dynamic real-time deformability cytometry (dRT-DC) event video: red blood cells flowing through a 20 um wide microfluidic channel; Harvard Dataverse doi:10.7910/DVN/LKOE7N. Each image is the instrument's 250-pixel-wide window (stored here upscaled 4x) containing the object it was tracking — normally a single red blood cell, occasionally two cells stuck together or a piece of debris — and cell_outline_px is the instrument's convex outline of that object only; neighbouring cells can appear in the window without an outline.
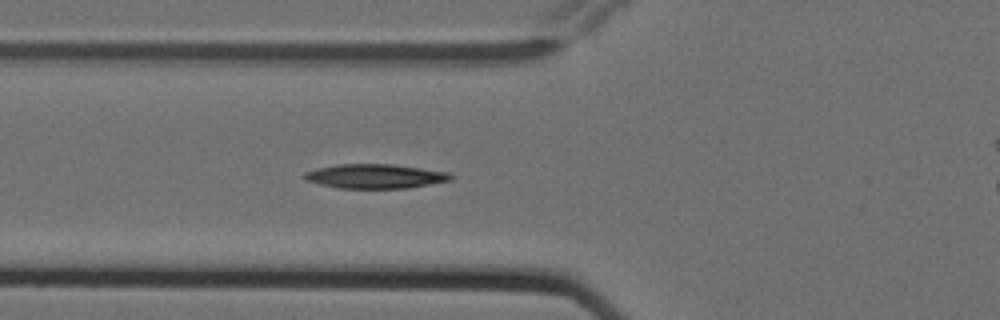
{"species": "Egyptian fruit bat (a non-hibernating species)", "species_latin": "Rousettus aegyptiacus", "temperature_condition": "cold", "stored_images_in_passage": 6, "camera_frame_rate_fps": 3000, "um_per_image_px": 0.085, "animal": {"sex": "female"}, "frame": {"image": 1, "passage_image": 6, "time_ms": 1.667, "image_size_px": [1000, 320], "cell_outline_px": [[456, 176], [452, 180], [408, 188], [336, 188], [304, 180], [300, 176], [304, 172], [316, 168], [336, 164], [392, 164], [452, 172]], "centroid_in_image_um": [31.89, 14.97], "position_along_channel_um": 93.9, "area_um2": 21.15}}